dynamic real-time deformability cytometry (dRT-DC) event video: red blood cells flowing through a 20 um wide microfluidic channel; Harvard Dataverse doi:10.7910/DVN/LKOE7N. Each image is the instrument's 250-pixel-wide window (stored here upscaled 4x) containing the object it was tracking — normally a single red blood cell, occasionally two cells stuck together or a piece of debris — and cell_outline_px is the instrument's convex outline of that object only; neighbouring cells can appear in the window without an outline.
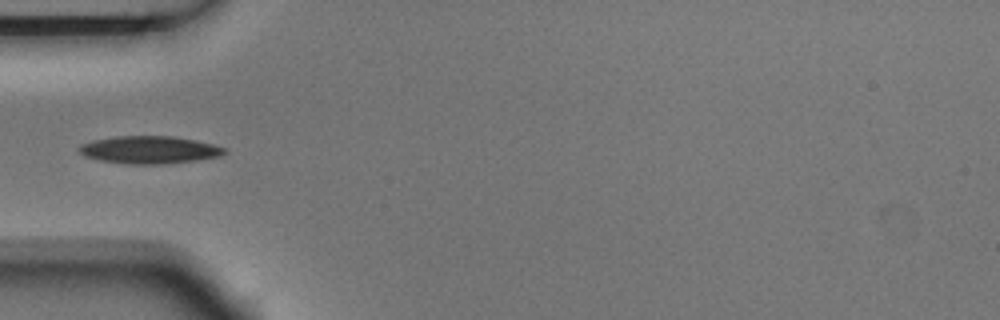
{"species": "Egyptian fruit bat (a non-hibernating species)", "species_latin": "Rousettus aegyptiacus", "temperature_condition": "room temperature", "stored_images_in_passage": 6, "camera_frame_rate_fps": 3000, "um_per_image_px": 0.085, "animal": {"sex": "male"}, "frame": {"image": 1, "passage_image": 6, "time_ms": 1.667, "image_size_px": [1000, 320], "cell_outline_px": [[228, 152], [220, 156], [196, 160], [164, 164], [128, 164], [100, 160], [84, 156], [80, 152], [80, 144], [92, 140], [116, 136], [172, 136], [212, 144], [224, 148]], "centroid_in_image_um": [12.68, 12.74], "position_along_channel_um": 72.3, "area_um2": 23.18}}